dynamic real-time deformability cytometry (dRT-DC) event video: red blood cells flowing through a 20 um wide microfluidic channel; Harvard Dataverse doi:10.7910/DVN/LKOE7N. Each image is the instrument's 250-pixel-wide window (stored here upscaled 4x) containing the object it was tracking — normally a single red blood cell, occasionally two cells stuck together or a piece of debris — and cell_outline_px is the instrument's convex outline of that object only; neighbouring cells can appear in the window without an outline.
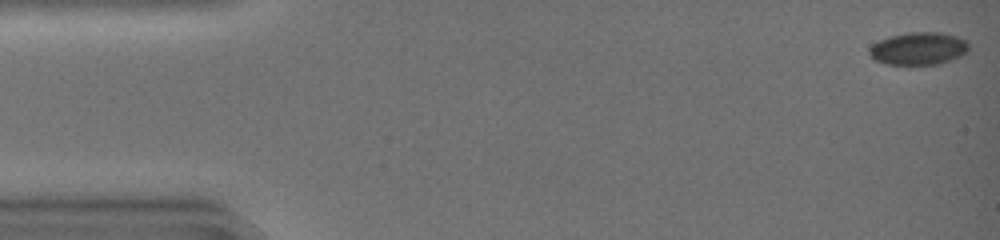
{"species": "common noctule bat (a hibernating species)", "species_latin": "Nyctalus noctula", "temperature_condition": "warm", "stored_images_in_passage": 21, "camera_frame_rate_fps": 3000, "um_per_image_px": 0.085, "animal": {"sex": "female", "body_mass_g": 19.0, "forearm_length_mm": 51.5}, "frame": {"image": 1, "passage_image": 1, "time_ms": 0.0, "image_size_px": [1000, 240], "cell_outline_px": [[968, 52], [960, 56], [940, 64], [884, 64], [876, 60], [868, 52], [868, 48], [872, 44], [888, 36], [908, 32], [940, 32], [956, 36], [968, 40]], "centroid_in_image_um": [78.08, 4.11], "position_along_channel_um": 6.9, "area_um2": 19.02}}
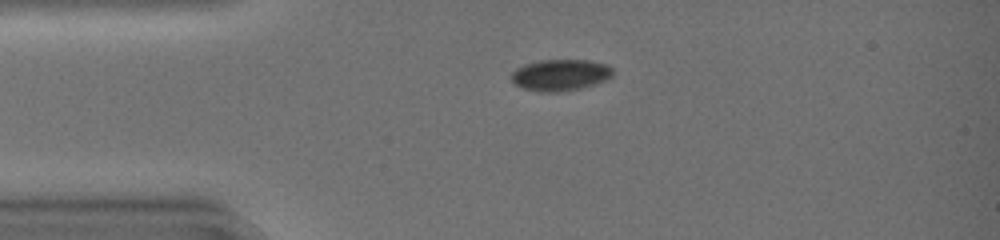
{"frame": {"image": 2, "passage_image": 11, "time_ms": 3.333, "image_size_px": [1000, 240], "cell_outline_px": [[612, 76], [608, 80], [596, 84], [580, 88], [556, 92], [540, 92], [520, 88], [512, 80], [512, 72], [516, 68], [524, 64], [540, 60], [588, 60], [608, 64], [612, 68]], "centroid_in_image_um": [47.64, 6.37], "position_along_channel_um": 37.4, "area_um2": 18.73}}
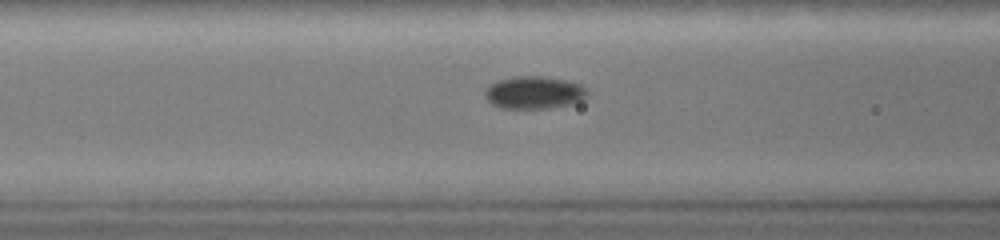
{"frame": {"image": 3, "passage_image": 19, "time_ms": 6.0, "image_size_px": [1000, 240], "cell_outline_px": [[668, 200], [656, 204], [584, 224], [536, 224], [488, 200], [636, 192]], "centroid_in_image_um": [49.02, 17.61], "position_along_channel_um": 117.6, "area_um2": 25.14}}